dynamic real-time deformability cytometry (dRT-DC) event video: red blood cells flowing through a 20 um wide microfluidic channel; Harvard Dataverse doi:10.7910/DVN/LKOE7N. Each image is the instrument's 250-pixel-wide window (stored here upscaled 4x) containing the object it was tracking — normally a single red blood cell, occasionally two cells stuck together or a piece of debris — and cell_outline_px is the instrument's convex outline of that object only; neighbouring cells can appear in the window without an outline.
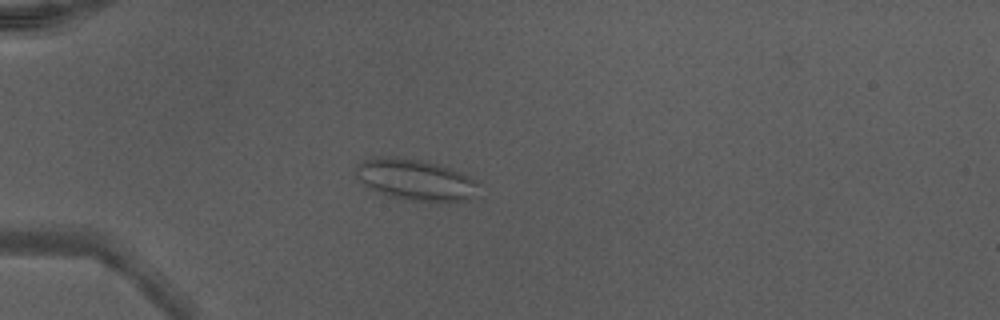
{"species": "Egyptian fruit bat (a non-hibernating species)", "species_latin": "Rousettus aegyptiacus", "temperature_condition": "warm", "stored_images_in_passage": 49, "camera_frame_rate_fps": 3000, "um_per_image_px": 0.085, "animal": {"sex": "male"}, "frame": {"image": 1, "passage_image": 15, "time_ms": 4.667, "image_size_px": [1000, 320], "cell_outline_px": [[476, 196], [468, 200], [448, 204], [412, 200], [388, 196], [376, 192], [364, 184], [356, 176], [356, 164], [364, 160], [376, 156], [396, 156], [424, 160], [440, 164], [468, 176], [476, 180]], "centroid_in_image_um": [35.32, 15.29], "position_along_channel_um": 49.7, "area_um2": 30.06}, "authors_computed_cell_mechanics": {"area_um2": 26.2412, "velocity_mm_per_s": 4.2885, "shape_relaxation_time_tau1_ms": 7.2337, "shape_relaxation_time_tau2_ms": 1.2532, "deformation_change_tau1": 0.1001, "deformation_change_tau2": 0.0784}}